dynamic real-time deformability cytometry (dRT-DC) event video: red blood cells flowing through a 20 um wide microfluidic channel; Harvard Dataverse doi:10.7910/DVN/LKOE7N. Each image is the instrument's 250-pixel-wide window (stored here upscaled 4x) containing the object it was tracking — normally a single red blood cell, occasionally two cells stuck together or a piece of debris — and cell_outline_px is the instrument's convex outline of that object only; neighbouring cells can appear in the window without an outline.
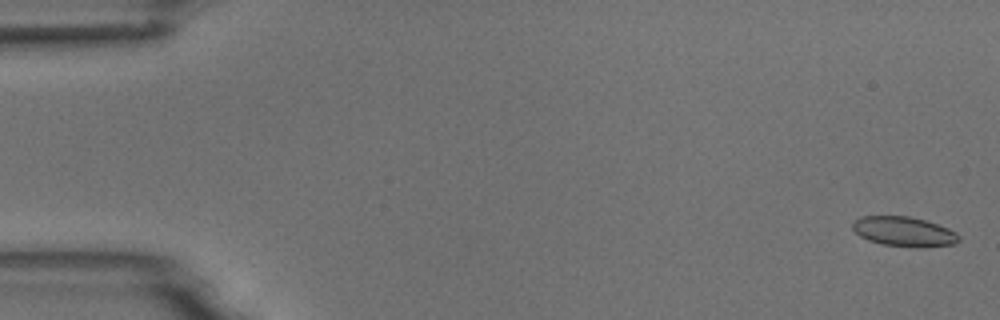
{"species": "common noctule bat (a hibernating species)", "species_latin": "Nyctalus noctula", "temperature_condition": "room temperature", "stored_images_in_passage": 7, "camera_frame_rate_fps": 3000, "um_per_image_px": 0.085, "animal": {"sex": "male", "body_mass_g": 18.8}, "frame": {"image": 1, "passage_image": 1, "time_ms": 0.0, "image_size_px": [1000, 320], "cell_outline_px": [[960, 240], [956, 244], [916, 248], [912, 248], [880, 244], [868, 240], [860, 236], [852, 228], [852, 224], [860, 216], [908, 216], [924, 220], [948, 228], [956, 232], [960, 236]], "centroid_in_image_um": [76.85, 19.7], "position_along_channel_um": 8.2, "area_um2": 18.55}}
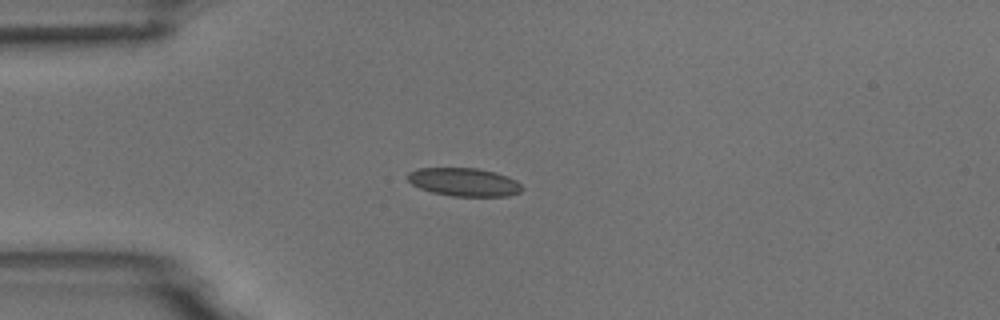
{"frame": {"image": 2, "passage_image": 4, "time_ms": 4.333, "image_size_px": [1000, 320], "cell_outline_px": [[524, 188], [520, 192], [508, 196], [452, 196], [432, 192], [420, 188], [412, 184], [408, 180], [408, 172], [416, 168], [480, 168], [496, 172], [508, 176], [516, 180]], "centroid_in_image_um": [39.46, 15.47], "position_along_channel_um": 45.5, "area_um2": 18.96}}